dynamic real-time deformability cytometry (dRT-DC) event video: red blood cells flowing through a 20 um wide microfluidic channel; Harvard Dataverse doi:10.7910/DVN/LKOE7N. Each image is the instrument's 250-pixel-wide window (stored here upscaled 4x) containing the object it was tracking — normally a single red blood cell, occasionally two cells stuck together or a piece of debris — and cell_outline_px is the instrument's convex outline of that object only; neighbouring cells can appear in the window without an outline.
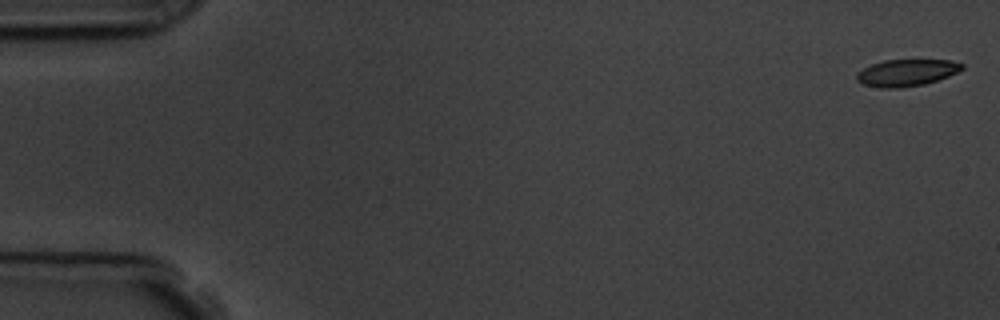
{"species": "common noctule bat (a hibernating species)", "species_latin": "Nyctalus noctula", "temperature_condition": "room temperature", "stored_images_in_passage": 57, "camera_frame_rate_fps": 3000, "um_per_image_px": 0.085, "animal": {"sex": "male", "body_mass_g": 19.5, "forearm_length_mm": 54.6}, "frame": {"image": 1, "passage_image": 1, "time_ms": 0.0, "image_size_px": [1000, 320], "cell_outline_px": [[964, 68], [948, 76], [924, 84], [900, 88], [880, 88], [864, 84], [856, 80], [856, 72], [872, 64], [884, 60], [948, 60], [964, 64]], "centroid_in_image_um": [77.03, 6.18], "position_along_channel_um": 8.0, "area_um2": 16.36}}
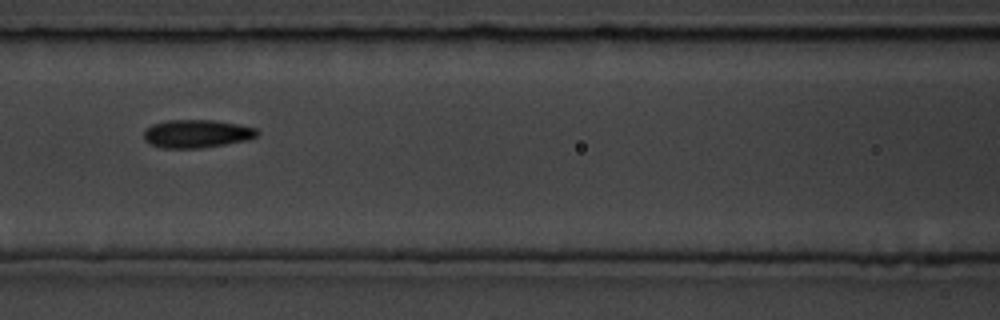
{"frame": {"image": 2, "passage_image": 25, "time_ms": 8.0, "image_size_px": [1000, 320], "cell_outline_px": [[260, 132], [256, 136], [248, 140], [200, 148], [160, 148], [148, 144], [144, 140], [144, 128], [152, 124], [164, 120], [212, 120], [240, 124], [256, 128]], "centroid_in_image_um": [16.68, 11.36], "position_along_channel_um": 149.9, "area_um2": 18.84}}
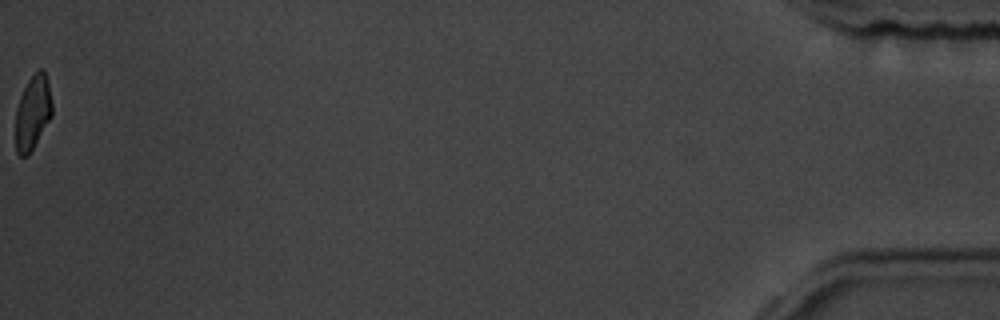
{"frame": {"image": 3, "passage_image": 57, "time_ms": 18.667, "image_size_px": [1000, 320], "cell_outline_px": [[52, 116], [28, 156], [20, 156], [16, 152], [16, 108], [20, 96], [28, 80], [40, 68], [44, 68], [52, 100]], "centroid_in_image_um": [2.79, 9.56], "position_along_channel_um": 432.4, "area_um2": 15.78}, "authors_computed_cell_mechanics": {"area_um2": 17.8602, "velocity_mm_per_s": 3.6097, "shape_relaxation_time_tau1_ms": 8.15, "shape_relaxation_time_tau2_ms": 1.6064, "deformation_change_tau1": 0.1627, "deformation_change_tau2": 0.0772}}